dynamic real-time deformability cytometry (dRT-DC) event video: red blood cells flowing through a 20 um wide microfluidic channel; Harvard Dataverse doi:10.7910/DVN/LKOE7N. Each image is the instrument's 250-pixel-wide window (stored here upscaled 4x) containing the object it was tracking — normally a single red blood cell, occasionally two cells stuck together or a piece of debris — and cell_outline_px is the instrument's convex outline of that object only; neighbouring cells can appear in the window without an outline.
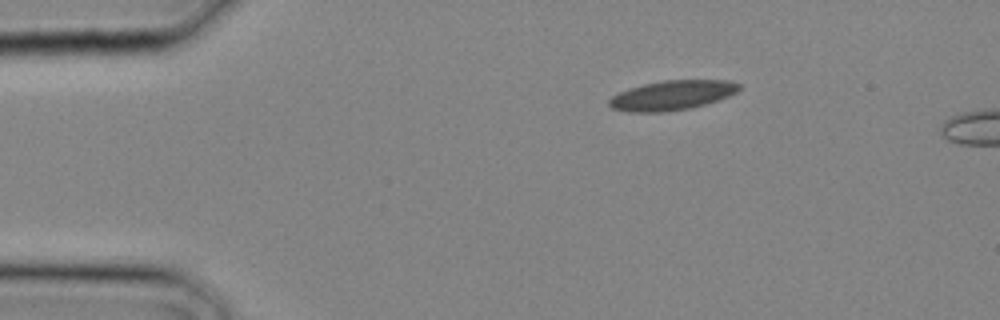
{"species": "common noctule bat (a hibernating species)", "species_latin": "Nyctalus noctula", "temperature_condition": "cold", "stored_images_in_passage": 2, "camera_frame_rate_fps": 3000, "um_per_image_px": 0.085, "animal": {"sex": "male", "body_mass_g": 20.4}, "frame": {"image": 1, "passage_image": 2, "time_ms": 0.333, "image_size_px": [1000, 320], "cell_outline_px": [[740, 88], [736, 92], [720, 100], [688, 108], [664, 112], [628, 112], [612, 108], [608, 104], [608, 100], [612, 96], [628, 88], [644, 84], [664, 80], [728, 80], [740, 84]], "centroid_in_image_um": [57.11, 8.1], "position_along_channel_um": 27.9, "area_um2": 22.37}}